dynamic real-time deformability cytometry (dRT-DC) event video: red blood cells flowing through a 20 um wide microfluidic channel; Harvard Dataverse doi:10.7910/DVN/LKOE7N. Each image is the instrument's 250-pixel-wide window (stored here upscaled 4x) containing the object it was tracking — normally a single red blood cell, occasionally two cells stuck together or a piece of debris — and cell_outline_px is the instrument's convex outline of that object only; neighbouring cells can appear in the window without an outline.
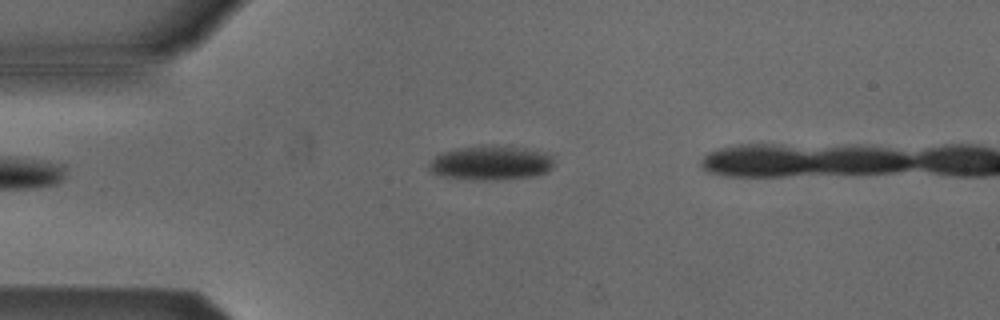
{"species": "Egyptian fruit bat (a non-hibernating species)", "species_latin": "Rousettus aegyptiacus", "temperature_condition": "cold", "stored_images_in_passage": 4, "camera_frame_rate_fps": 3000, "um_per_image_px": 0.085, "animal": {"sex": "male"}, "frame": {"image": 1, "passage_image": 4, "time_ms": 3.667, "image_size_px": [1000, 320], "cell_outline_px": [[552, 168], [544, 172], [532, 176], [496, 180], [468, 180], [444, 176], [432, 172], [428, 168], [428, 164], [436, 156], [444, 152], [456, 148], [524, 148], [544, 152], [552, 160]], "centroid_in_image_um": [41.68, 13.9], "position_along_channel_um": 43.3, "area_um2": 23.93}}